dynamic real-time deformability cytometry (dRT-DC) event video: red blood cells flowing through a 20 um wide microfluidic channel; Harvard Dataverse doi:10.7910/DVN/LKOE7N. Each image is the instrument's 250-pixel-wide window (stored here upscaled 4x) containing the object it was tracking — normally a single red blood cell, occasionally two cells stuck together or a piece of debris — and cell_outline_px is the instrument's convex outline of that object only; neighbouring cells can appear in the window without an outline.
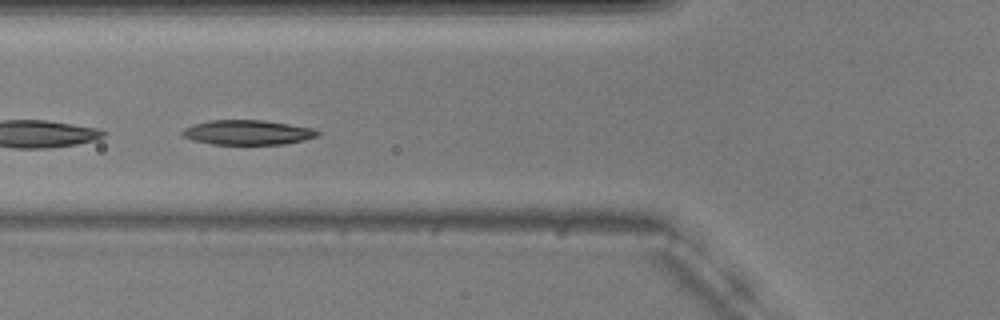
{"species": "common noctule bat (a hibernating species)", "species_latin": "Nyctalus noctula", "temperature_condition": "warm", "stored_images_in_passage": 27, "camera_frame_rate_fps": 3000, "um_per_image_px": 0.085, "animal": {"sex": "male", "body_mass_g": 20.5, "forearm_length_mm": 52.5}, "frame": {"image": 1, "passage_image": 20, "time_ms": 6.333, "image_size_px": [1000, 320], "cell_outline_px": [[320, 136], [304, 140], [284, 144], [212, 144], [192, 140], [184, 136], [180, 132], [184, 128], [208, 120], [260, 120], [288, 124], [312, 128], [320, 132]], "centroid_in_image_um": [21.05, 11.26], "position_along_channel_um": 104.7, "area_um2": 19.36}}